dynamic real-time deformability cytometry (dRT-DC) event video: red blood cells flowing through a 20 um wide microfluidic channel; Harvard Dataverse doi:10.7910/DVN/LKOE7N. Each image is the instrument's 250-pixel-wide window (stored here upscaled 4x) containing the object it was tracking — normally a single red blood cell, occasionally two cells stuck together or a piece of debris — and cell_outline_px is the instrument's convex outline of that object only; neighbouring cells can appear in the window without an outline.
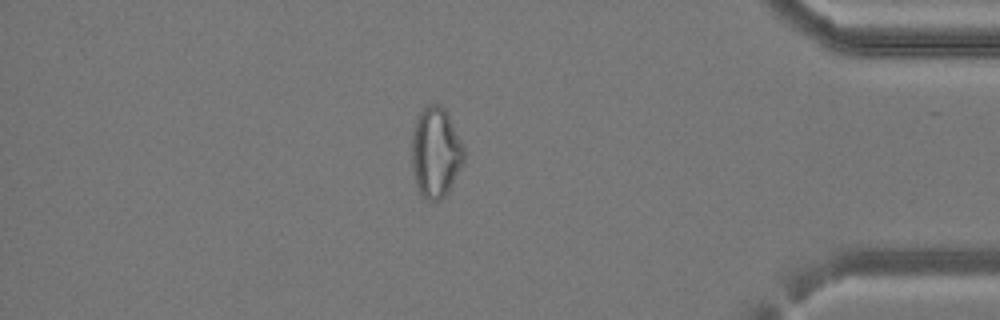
{"species": "common noctule bat (a hibernating species)", "species_latin": "Nyctalus noctula", "temperature_condition": "cold", "stored_images_in_passage": 41, "camera_frame_rate_fps": 3000, "um_per_image_px": 0.085, "animal": {"sex": "female", "body_mass_g": 24.6, "forearm_length_mm": 56.2}, "frame": {"image": 1, "passage_image": 35, "time_ms": 11.333, "image_size_px": [1000, 320], "cell_outline_px": [[464, 160], [448, 192], [440, 200], [428, 200], [420, 192], [416, 184], [412, 164], [412, 132], [416, 120], [424, 108], [428, 104], [440, 104], [444, 108], [464, 148]], "centroid_in_image_um": [37.02, 12.96], "position_along_channel_um": 398.2, "area_um2": 26.93}}